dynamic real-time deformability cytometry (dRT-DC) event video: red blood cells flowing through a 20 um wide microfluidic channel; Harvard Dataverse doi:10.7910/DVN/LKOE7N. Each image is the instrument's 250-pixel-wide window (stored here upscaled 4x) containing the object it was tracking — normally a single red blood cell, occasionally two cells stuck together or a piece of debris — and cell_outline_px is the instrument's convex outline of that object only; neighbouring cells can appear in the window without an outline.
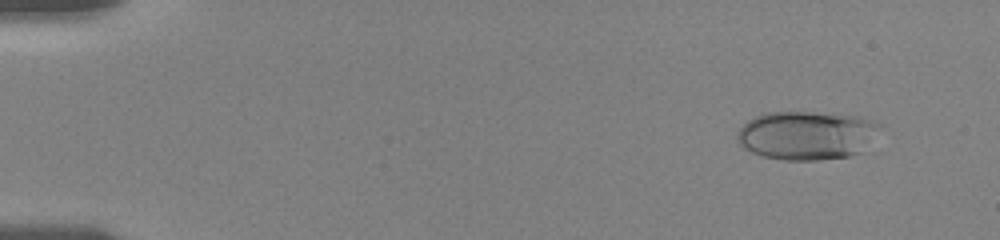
{"species": "human", "species_latin": "Homo sapiens", "temperature_condition": "room temperature", "stored_images_in_passage": 42, "camera_frame_rate_fps": 3000, "um_per_image_px": 0.085, "donor": {"sex": "female"}, "frame": {"image": 1, "passage_image": 4, "time_ms": 1.333, "image_size_px": [1000, 240], "cell_outline_px": [[880, 128], [860, 152], [848, 156], [816, 160], [784, 160], [764, 156], [752, 152], [744, 148], [736, 140], [736, 132], [748, 120], [764, 112], [812, 112], [856, 116], [876, 120], [880, 124]], "centroid_in_image_um": [68.52, 11.49], "position_along_channel_um": 16.5, "area_um2": 40.29}}
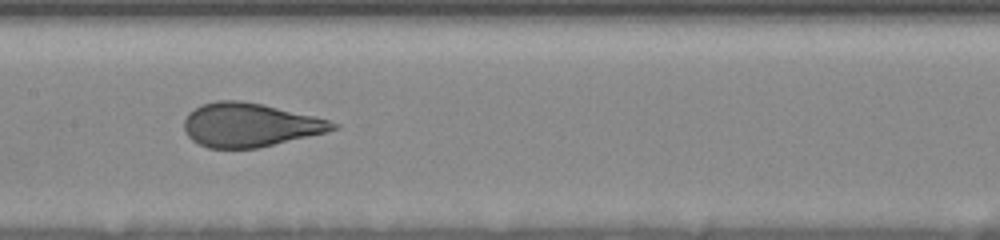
{"frame": {"image": 2, "passage_image": 24, "time_ms": 9.333, "image_size_px": [1000, 240], "cell_outline_px": [[340, 128], [260, 148], [208, 148], [192, 140], [188, 136], [184, 128], [184, 120], [188, 112], [200, 104], [216, 100], [240, 100], [260, 104], [312, 116], [328, 120], [340, 124]], "centroid_in_image_um": [21.19, 10.62], "position_along_channel_um": 186.2, "area_um2": 37.69}}
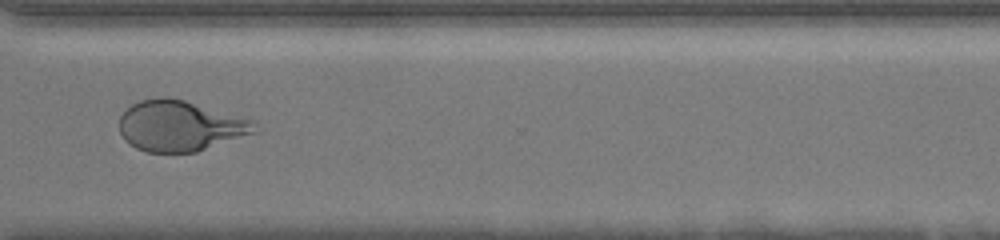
{"frame": {"image": 3, "passage_image": 41, "time_ms": 14.0, "image_size_px": [1000, 240], "cell_outline_px": [[260, 132], [196, 152], [148, 152], [136, 148], [124, 140], [120, 132], [120, 116], [132, 104], [140, 100], [160, 96], [168, 96], [184, 100], [252, 120], [260, 128]], "centroid_in_image_um": [15.33, 10.7], "position_along_channel_um": 355.3, "area_um2": 40.11}}